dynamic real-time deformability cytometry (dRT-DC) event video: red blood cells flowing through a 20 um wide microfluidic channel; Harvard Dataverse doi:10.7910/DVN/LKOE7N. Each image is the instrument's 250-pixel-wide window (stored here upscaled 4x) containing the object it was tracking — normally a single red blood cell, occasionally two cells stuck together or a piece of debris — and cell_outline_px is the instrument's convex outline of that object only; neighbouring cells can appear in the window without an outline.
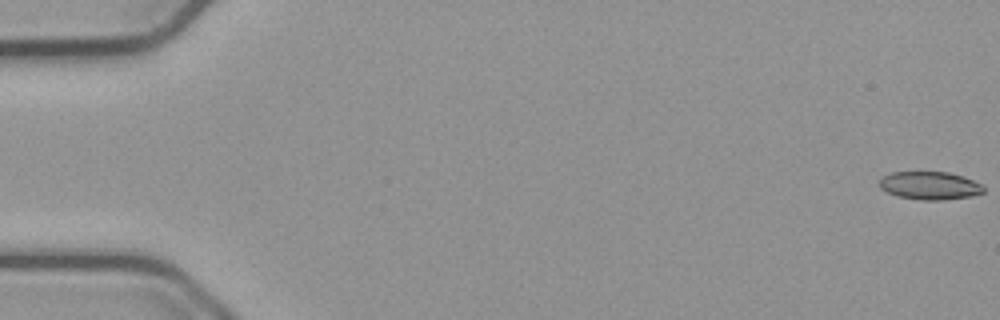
{"species": "common noctule bat (a hibernating species)", "species_latin": "Nyctalus noctula", "temperature_condition": "cold", "stored_images_in_passage": 48, "camera_frame_rate_fps": 3000, "um_per_image_px": 0.085, "animal": {"sex": "male", "body_mass_g": 23.1, "forearm_length_mm": 52.7}, "frame": {"image": 1, "passage_image": 1, "time_ms": 0.0, "image_size_px": [1000, 320], "cell_outline_px": [[984, 192], [972, 196], [944, 200], [920, 200], [900, 196], [888, 192], [880, 188], [880, 180], [884, 176], [892, 172], [948, 172], [972, 180], [980, 184], [984, 188]], "centroid_in_image_um": [79.04, 15.78], "position_along_channel_um": 6.0, "area_um2": 16.76}}
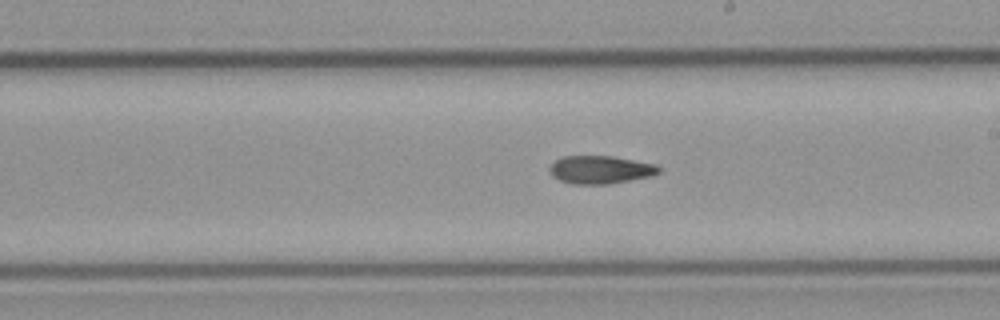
{"frame": {"image": 2, "passage_image": 32, "time_ms": 10.333, "image_size_px": [1000, 320], "cell_outline_px": [[660, 172], [652, 176], [608, 184], [572, 184], [560, 180], [552, 176], [548, 168], [556, 160], [564, 156], [612, 156], [652, 164], [660, 168]], "centroid_in_image_um": [51.0, 14.43], "position_along_channel_um": 238.0, "area_um2": 17.63}}
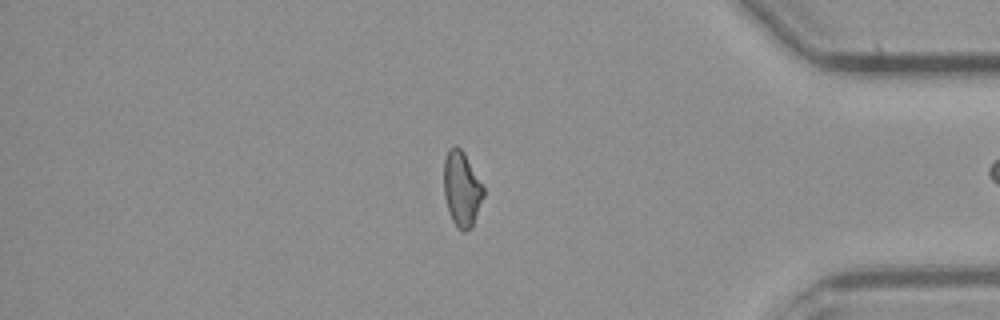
{"frame": {"image": 3, "passage_image": 47, "time_ms": 15.333, "image_size_px": [1000, 320], "cell_outline_px": [[484, 196], [472, 228], [464, 232], [460, 232], [456, 228], [448, 212], [444, 196], [444, 160], [448, 148], [452, 144], [456, 144], [464, 152], [484, 188]], "centroid_in_image_um": [39.23, 16.07], "position_along_channel_um": 396.0, "area_um2": 17.69}}